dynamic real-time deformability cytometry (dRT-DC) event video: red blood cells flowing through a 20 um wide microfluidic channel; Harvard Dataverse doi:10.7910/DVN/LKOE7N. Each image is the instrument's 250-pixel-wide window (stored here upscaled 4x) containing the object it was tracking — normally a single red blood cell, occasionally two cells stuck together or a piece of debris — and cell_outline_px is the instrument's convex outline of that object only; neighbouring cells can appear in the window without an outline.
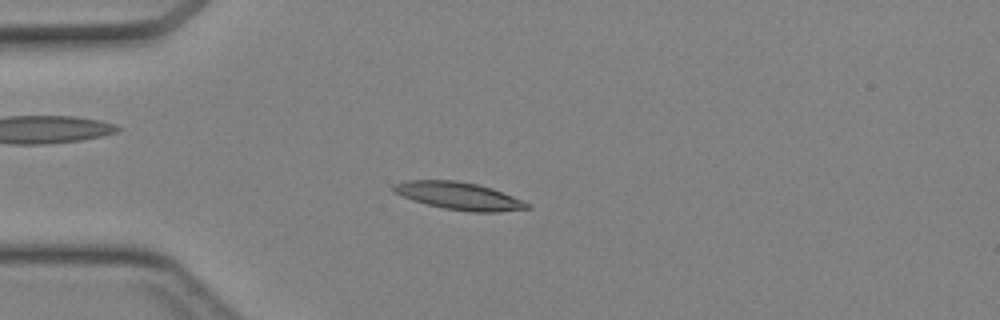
{"species": "Egyptian fruit bat (a non-hibernating species)", "species_latin": "Rousettus aegyptiacus", "temperature_condition": "cold", "stored_images_in_passage": 41, "camera_frame_rate_fps": 3000, "um_per_image_px": 0.085, "animal": {"sex": "female"}, "frame": {"image": 1, "passage_image": 8, "time_ms": 2.333, "image_size_px": [1000, 320], "cell_outline_px": [[532, 208], [496, 212], [472, 212], [444, 208], [412, 200], [396, 192], [392, 188], [392, 184], [408, 180], [456, 180], [476, 184], [492, 188], [512, 196], [528, 204]], "centroid_in_image_um": [39.0, 16.65], "position_along_channel_um": 46.0, "area_um2": 21.1}}
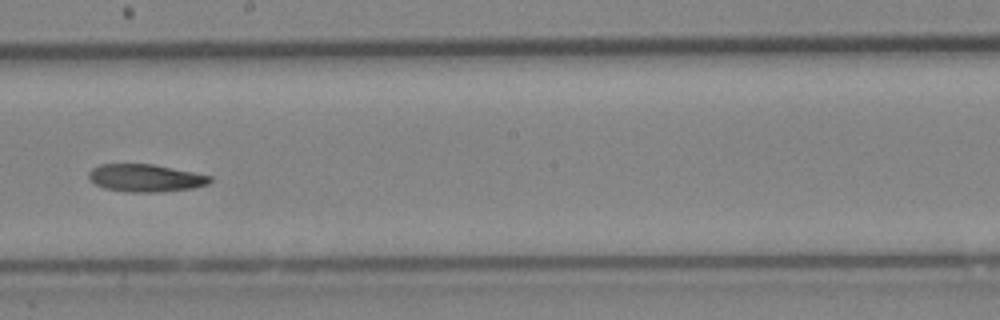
{"frame": {"image": 2, "passage_image": 22, "time_ms": 7.0, "image_size_px": [1000, 320], "cell_outline_px": [[212, 180], [208, 184], [192, 188], [164, 192], [124, 192], [104, 188], [96, 184], [88, 176], [88, 172], [92, 168], [100, 164], [152, 164], [212, 176]], "centroid_in_image_um": [12.36, 15.14], "position_along_channel_um": 235.8, "area_um2": 19.48}}
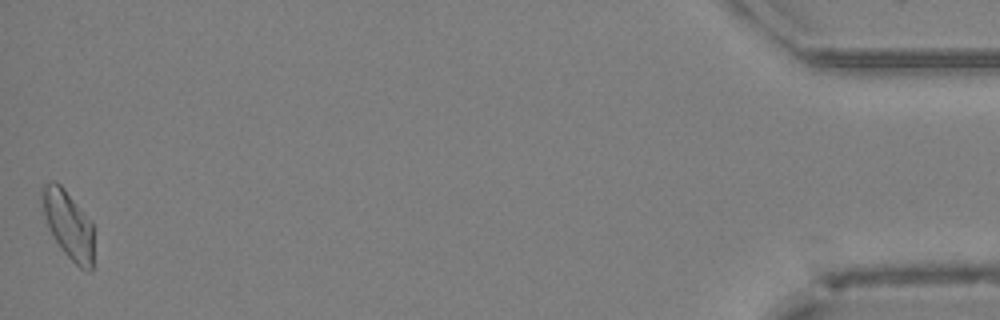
{"frame": {"image": 3, "passage_image": 41, "time_ms": 13.333, "image_size_px": [1000, 320], "cell_outline_px": [[92, 268], [88, 272], [80, 268], [60, 248], [48, 228], [40, 200], [40, 192], [44, 184], [52, 180], [56, 180], [64, 188], [92, 224]], "centroid_in_image_um": [5.75, 19.06], "position_along_channel_um": 429.4, "area_um2": 20.23}}